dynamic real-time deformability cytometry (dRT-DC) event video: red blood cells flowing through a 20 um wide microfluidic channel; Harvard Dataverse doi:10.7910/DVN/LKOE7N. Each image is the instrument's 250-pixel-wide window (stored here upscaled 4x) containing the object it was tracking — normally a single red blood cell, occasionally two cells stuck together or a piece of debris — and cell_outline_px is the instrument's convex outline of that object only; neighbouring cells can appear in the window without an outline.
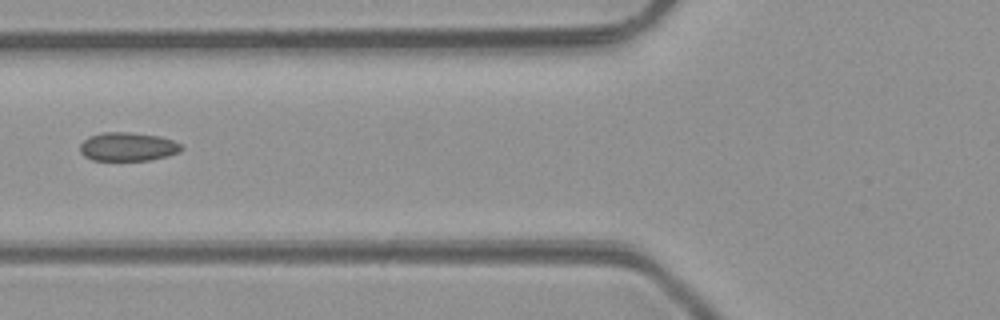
{"species": "common noctule bat (a hibernating species)", "species_latin": "Nyctalus noctula", "temperature_condition": "room temperature", "stored_images_in_passage": 5, "camera_frame_rate_fps": 3000, "um_per_image_px": 0.085, "animal": {"sex": "male", "body_mass_g": 23.1, "forearm_length_mm": 52.7}, "frame": {"image": 1, "passage_image": 5, "time_ms": 4.667, "image_size_px": [1000, 320], "cell_outline_px": [[184, 148], [180, 152], [148, 160], [92, 160], [84, 156], [80, 152], [80, 144], [88, 136], [104, 132], [128, 132], [160, 136], [172, 140], [180, 144]], "centroid_in_image_um": [10.84, 12.46], "position_along_channel_um": 115.0, "area_um2": 16.88}}